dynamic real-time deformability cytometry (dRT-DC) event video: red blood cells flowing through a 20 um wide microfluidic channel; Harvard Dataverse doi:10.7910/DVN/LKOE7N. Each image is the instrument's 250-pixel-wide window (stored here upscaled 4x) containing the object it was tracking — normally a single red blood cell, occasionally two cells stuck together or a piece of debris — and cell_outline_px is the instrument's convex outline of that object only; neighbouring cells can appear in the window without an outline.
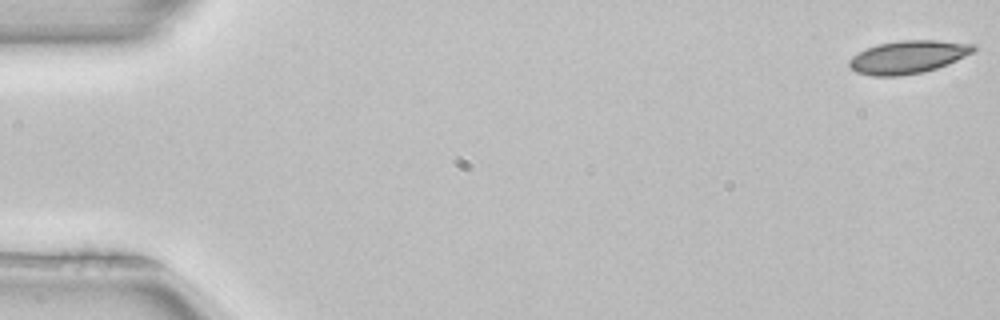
{"species": "common noctule bat (a hibernating species)", "species_latin": "Nyctalus noctula", "temperature_condition": "room temperature", "stored_images_in_passage": 52, "camera_frame_rate_fps": 3000, "um_per_image_px": 0.085, "animal": {"sex": "female", "body_mass_g": 22.7, "forearm_length_mm": 54.2}, "frame": {"image": 1, "passage_image": 1, "time_ms": 0.0, "image_size_px": [1000, 320], "cell_outline_px": [[976, 48], [972, 52], [948, 64], [936, 68], [920, 72], [900, 76], [872, 76], [856, 72], [848, 64], [848, 60], [852, 56], [876, 44], [900, 40], [936, 40], [976, 44]], "centroid_in_image_um": [77.16, 4.84], "position_along_channel_um": 7.8, "area_um2": 23.7}}
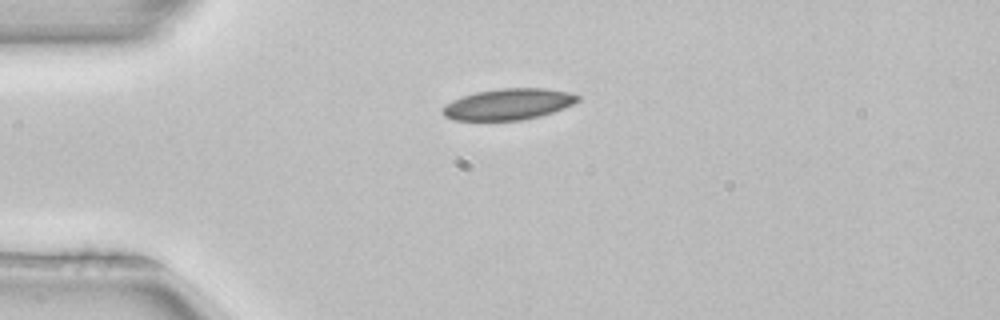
{"frame": {"image": 2, "passage_image": 13, "time_ms": 4.0, "image_size_px": [1000, 320], "cell_outline_px": [[580, 100], [564, 108], [540, 116], [520, 120], [456, 120], [444, 116], [444, 104], [452, 100], [476, 92], [500, 88], [544, 88], [568, 92], [580, 96]], "centroid_in_image_um": [43.23, 8.85], "position_along_channel_um": 41.8, "area_um2": 24.33}}
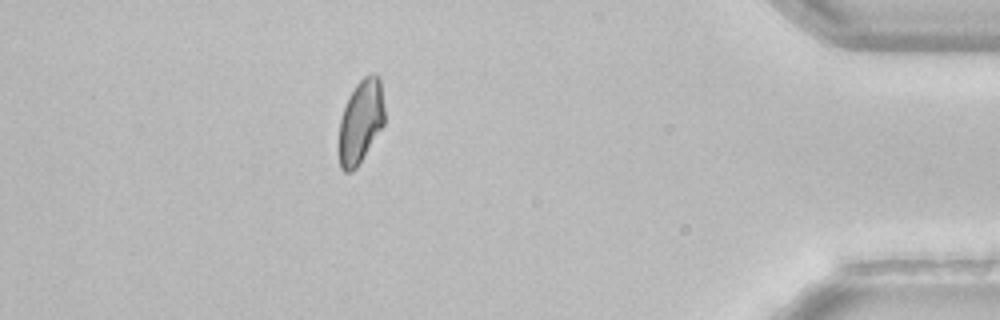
{"frame": {"image": 3, "passage_image": 46, "time_ms": 15.0, "image_size_px": [1000, 320], "cell_outline_px": [[384, 124], [356, 168], [352, 172], [344, 172], [340, 168], [340, 120], [344, 108], [356, 84], [364, 76], [372, 72], [376, 72], [380, 80], [384, 108]], "centroid_in_image_um": [30.68, 10.31], "position_along_channel_um": 404.5, "area_um2": 21.79}, "authors_computed_cell_mechanics": {"area_um2": 23.6691, "velocity_mm_per_s": 3.967, "shape_relaxation_time_tau1_ms": 8.5299, "shape_relaxation_time_tau2_ms": null, "deformation_change_tau1": 0.1681, "deformation_change_tau2": null}}